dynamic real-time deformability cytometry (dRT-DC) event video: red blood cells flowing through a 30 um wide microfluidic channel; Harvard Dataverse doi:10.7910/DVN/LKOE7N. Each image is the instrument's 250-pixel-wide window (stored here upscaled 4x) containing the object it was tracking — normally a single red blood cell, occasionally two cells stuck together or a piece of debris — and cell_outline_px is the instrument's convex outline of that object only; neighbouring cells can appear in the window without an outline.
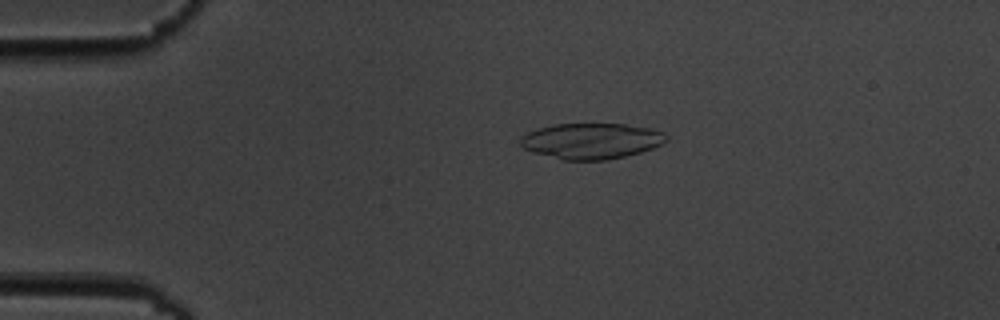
{"species": "common noctule bat (a hibernating species)", "species_latin": "Nyctalus noctula", "temperature_condition": "cold", "stored_images_in_passage": 7, "camera_frame_rate_fps": 3000, "um_per_image_px": 0.085, "animal": {"sex": "male", "body_mass_g": 19.5, "forearm_length_mm": 54.6}, "frame": {"image": 1, "passage_image": 4, "time_ms": 3.667, "image_size_px": [1000, 320], "cell_outline_px": [[668, 140], [652, 148], [640, 152], [608, 160], [564, 160], [532, 152], [524, 148], [520, 144], [520, 140], [528, 132], [540, 128], [556, 124], [624, 124], [652, 128], [664, 132], [668, 136]], "centroid_in_image_um": [50.3, 11.98], "position_along_channel_um": 34.7, "area_um2": 30.29}}